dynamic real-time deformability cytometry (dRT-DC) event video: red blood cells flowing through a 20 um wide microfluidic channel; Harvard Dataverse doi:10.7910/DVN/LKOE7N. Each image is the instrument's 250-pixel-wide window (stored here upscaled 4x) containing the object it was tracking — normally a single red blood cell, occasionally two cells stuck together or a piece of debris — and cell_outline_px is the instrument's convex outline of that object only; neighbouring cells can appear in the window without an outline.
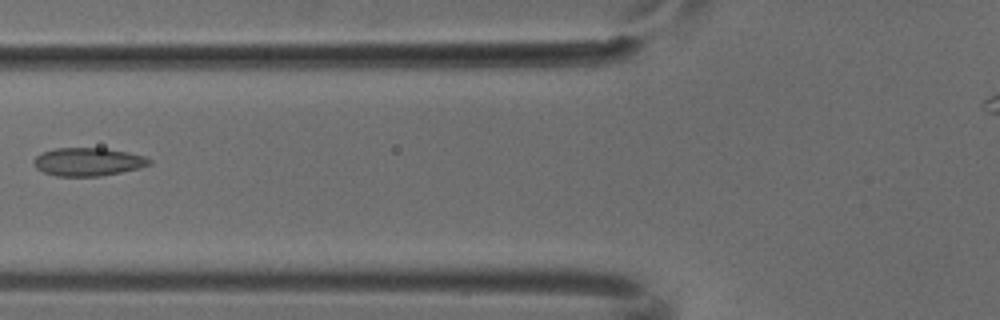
{"species": "common noctule bat (a hibernating species)", "species_latin": "Nyctalus noctula", "temperature_condition": "cold", "stored_images_in_passage": 4, "segment_of_instrument_passage": [1, 2], "camera_frame_rate_fps": 3000, "um_per_image_px": 0.085, "animal": {"sex": "male", "body_mass_g": 18.8}, "frame": {"image": 1, "passage_image": 2, "time_ms": 0.333, "image_size_px": [1000, 320], "cell_outline_px": [[152, 164], [140, 168], [100, 176], [56, 176], [44, 172], [36, 168], [32, 164], [32, 160], [36, 156], [44, 152], [56, 148], [104, 148], [128, 152], [144, 156], [152, 160]], "centroid_in_image_um": [7.48, 13.75], "position_along_channel_um": 118.3, "area_um2": 19.02}}
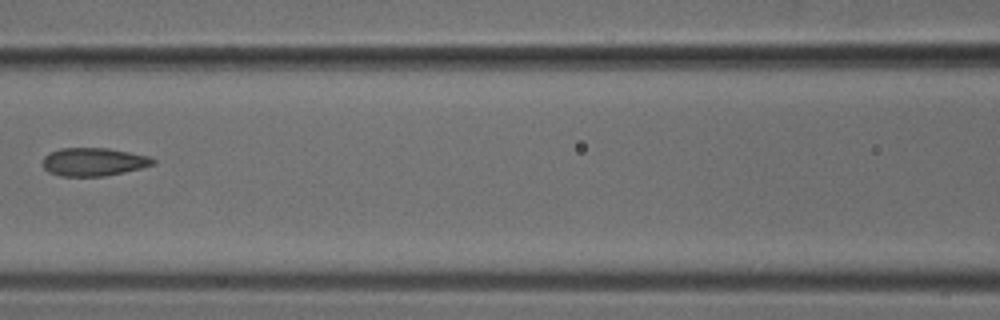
{"frame": {"image": 2, "passage_image": 3, "time_ms": 0.667, "image_size_px": [1000, 320], "cell_outline_px": [[156, 164], [124, 172], [104, 176], [60, 176], [48, 172], [44, 168], [44, 156], [48, 152], [60, 148], [108, 148], [148, 156], [156, 160]], "centroid_in_image_um": [7.94, 13.75], "position_along_channel_um": 158.7, "area_um2": 18.09}}